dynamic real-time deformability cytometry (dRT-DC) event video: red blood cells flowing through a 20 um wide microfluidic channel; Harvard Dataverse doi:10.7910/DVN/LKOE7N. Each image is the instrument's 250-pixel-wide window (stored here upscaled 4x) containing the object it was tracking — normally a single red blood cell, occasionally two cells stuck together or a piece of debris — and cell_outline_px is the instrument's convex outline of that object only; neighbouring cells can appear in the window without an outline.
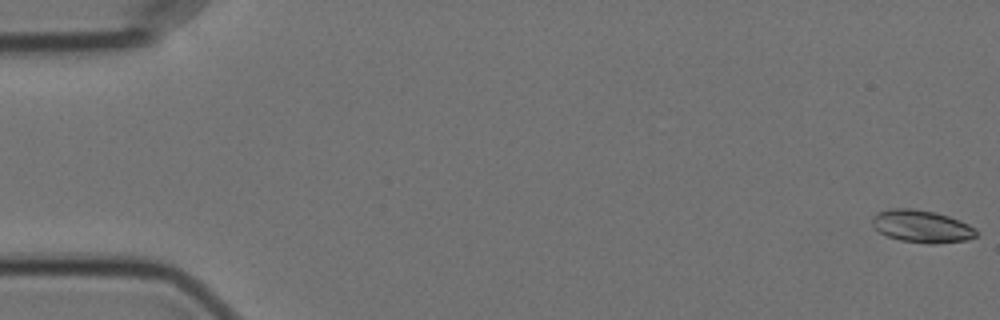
{"species": "Egyptian fruit bat (a non-hibernating species)", "species_latin": "Rousettus aegyptiacus", "temperature_condition": "cold", "stored_images_in_passage": 57, "camera_frame_rate_fps": 3000, "um_per_image_px": 0.085, "animal": {"sex": "female"}, "frame": {"image": 1, "passage_image": 1, "time_ms": 0.0, "image_size_px": [1000, 320], "cell_outline_px": [[980, 232], [976, 236], [968, 240], [932, 244], [928, 244], [900, 240], [888, 236], [872, 228], [872, 216], [876, 212], [888, 208], [912, 208], [936, 212], [960, 220], [976, 228]], "centroid_in_image_um": [78.34, 19.23], "position_along_channel_um": 6.7, "area_um2": 20.06}}
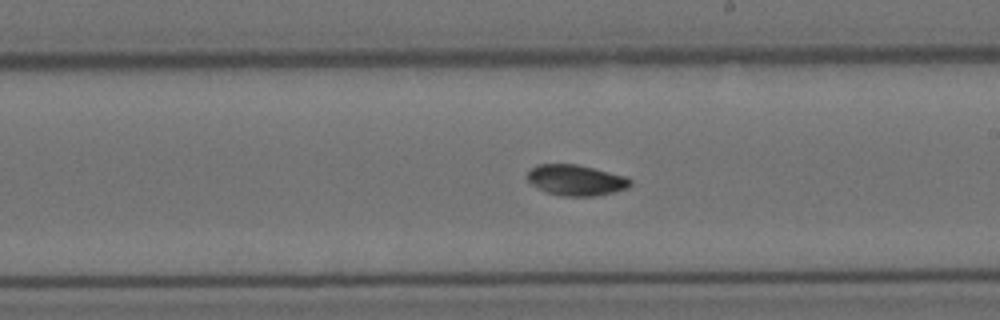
{"frame": {"image": 2, "passage_image": 33, "time_ms": 10.667, "image_size_px": [1000, 320], "cell_outline_px": [[632, 184], [628, 188], [616, 192], [596, 196], [560, 196], [544, 192], [536, 188], [528, 180], [528, 172], [536, 164], [576, 164], [624, 176], [632, 180]], "centroid_in_image_um": [48.95, 15.33], "position_along_channel_um": 240.0, "area_um2": 18.55}}
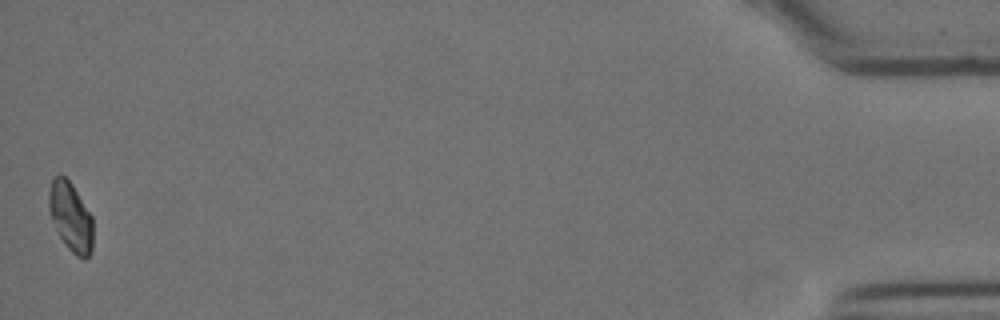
{"frame": {"image": 3, "passage_image": 57, "time_ms": 18.667, "image_size_px": [1000, 320], "cell_outline_px": [[92, 252], [84, 260], [76, 256], [64, 244], [48, 212], [48, 192], [52, 180], [56, 176], [64, 176], [72, 184], [92, 216]], "centroid_in_image_um": [6.0, 18.45], "position_along_channel_um": 429.2, "area_um2": 17.74}, "authors_computed_cell_mechanics": {"area_um2": 18.9006, "velocity_mm_per_s": 3.5481, "shape_relaxation_time_tau1_ms": null, "shape_relaxation_time_tau2_ms": 1.2615, "deformation_change_tau1": null, "deformation_change_tau2": 0.0297}}